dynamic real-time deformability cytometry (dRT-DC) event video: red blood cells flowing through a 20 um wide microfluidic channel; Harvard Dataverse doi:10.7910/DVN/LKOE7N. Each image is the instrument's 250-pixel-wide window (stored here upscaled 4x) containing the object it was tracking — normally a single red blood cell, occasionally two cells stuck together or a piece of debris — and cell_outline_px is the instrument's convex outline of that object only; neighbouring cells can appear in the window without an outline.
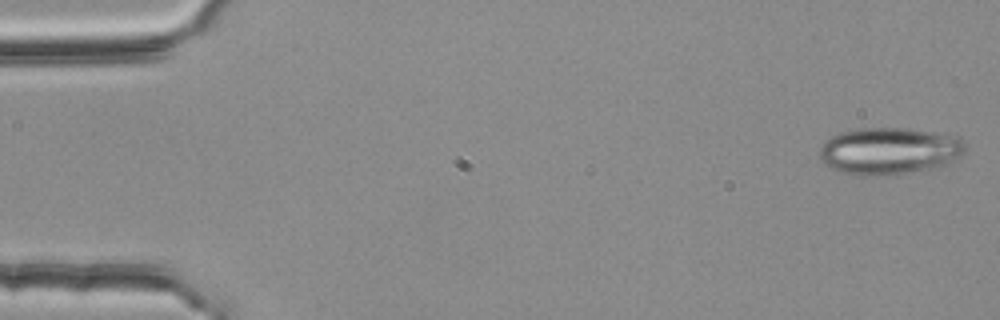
{"species": "common noctule bat (a hibernating species)", "species_latin": "Nyctalus noctula", "temperature_condition": "room temperature", "stored_images_in_passage": 45, "camera_frame_rate_fps": 3000, "um_per_image_px": 0.085, "animal": {"sex": "female", "body_mass_g": 25.1}, "frame": {"image": 1, "passage_image": 1, "time_ms": 0.0, "image_size_px": [1000, 320], "cell_outline_px": [[964, 152], [948, 164], [904, 172], [880, 176], [860, 176], [840, 172], [824, 164], [820, 160], [820, 148], [824, 140], [840, 132], [860, 128], [908, 128], [944, 132], [956, 136], [964, 144]], "centroid_in_image_um": [75.54, 12.81], "position_along_channel_um": 9.5, "area_um2": 39.94}}
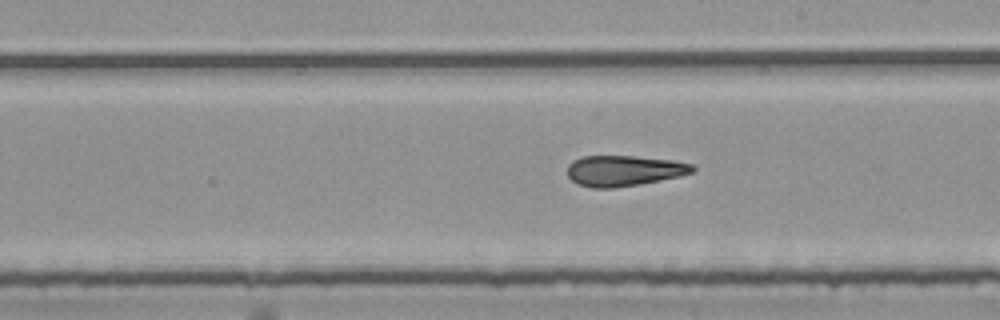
{"frame": {"image": 2, "passage_image": 30, "time_ms": 9.667, "image_size_px": [1000, 320], "cell_outline_px": [[696, 168], [692, 172], [680, 176], [660, 180], [612, 188], [592, 188], [576, 184], [568, 176], [568, 164], [572, 160], [580, 156], [632, 156], [672, 160], [692, 164]], "centroid_in_image_um": [52.99, 14.5], "position_along_channel_um": 236.0, "area_um2": 22.31}}
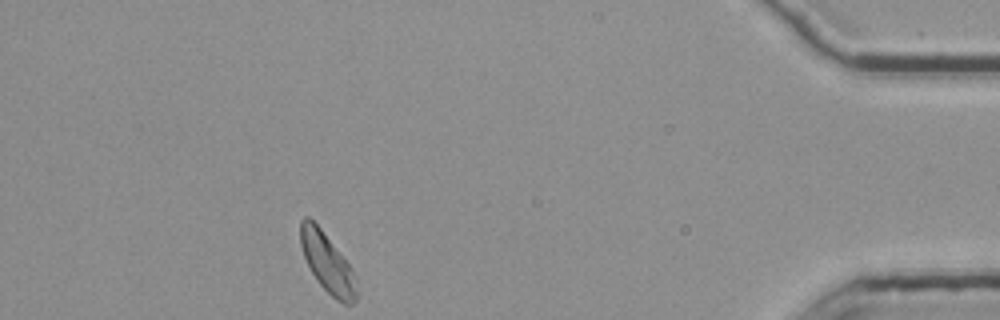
{"frame": {"image": 3, "passage_image": 45, "time_ms": 14.667, "image_size_px": [1000, 320], "cell_outline_px": [[356, 300], [352, 304], [344, 304], [336, 300], [316, 280], [304, 256], [300, 244], [300, 220], [304, 216], [308, 216], [320, 228], [348, 264], [356, 280]], "centroid_in_image_um": [27.79, 22.34], "position_along_channel_um": 407.4, "area_um2": 18.84}, "authors_computed_cell_mechanics": {"area_um2": 23.12, "velocity_mm_per_s": 3.7924, "shape_relaxation_time_tau1_ms": null, "shape_relaxation_time_tau2_ms": 3.4025, "deformation_change_tau1": null, "deformation_change_tau2": 0.1474}}